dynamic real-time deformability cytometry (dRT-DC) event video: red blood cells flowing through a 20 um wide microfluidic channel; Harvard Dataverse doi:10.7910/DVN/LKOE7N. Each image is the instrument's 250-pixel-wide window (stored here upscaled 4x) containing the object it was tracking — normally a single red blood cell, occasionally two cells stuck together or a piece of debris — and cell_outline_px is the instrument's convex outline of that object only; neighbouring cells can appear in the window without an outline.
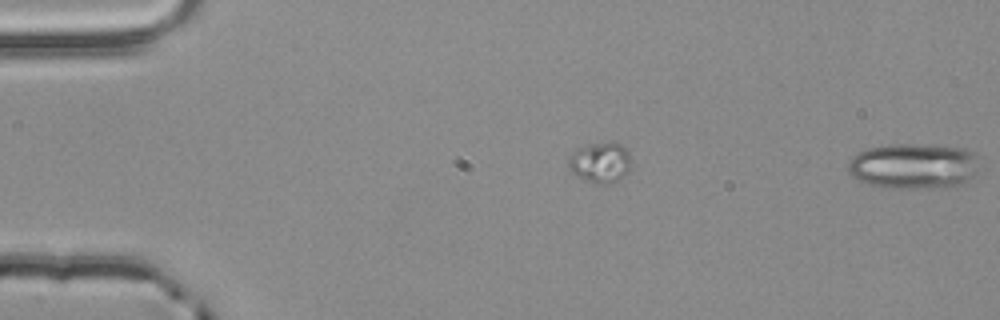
{"species": "common noctule bat (a hibernating species)", "species_latin": "Nyctalus noctula", "temperature_condition": "room temperature", "stored_images_in_passage": 14, "segment_of_instrument_passage": [2, 2], "camera_frame_rate_fps": 3000, "um_per_image_px": 0.085, "animal": {"sex": "male", "body_mass_g": 20.4}, "frame": {"image": 1, "passage_image": 14, "time_ms": 4.333, "image_size_px": [1000, 320], "cell_outline_px": [[976, 172], [964, 184], [944, 188], [888, 188], [868, 184], [852, 176], [848, 172], [848, 160], [852, 156], [868, 148], [888, 144], [912, 144], [964, 148], [972, 152], [976, 160]], "centroid_in_image_um": [77.61, 14.13], "position_along_channel_um": 7.4, "area_um2": 34.85}}